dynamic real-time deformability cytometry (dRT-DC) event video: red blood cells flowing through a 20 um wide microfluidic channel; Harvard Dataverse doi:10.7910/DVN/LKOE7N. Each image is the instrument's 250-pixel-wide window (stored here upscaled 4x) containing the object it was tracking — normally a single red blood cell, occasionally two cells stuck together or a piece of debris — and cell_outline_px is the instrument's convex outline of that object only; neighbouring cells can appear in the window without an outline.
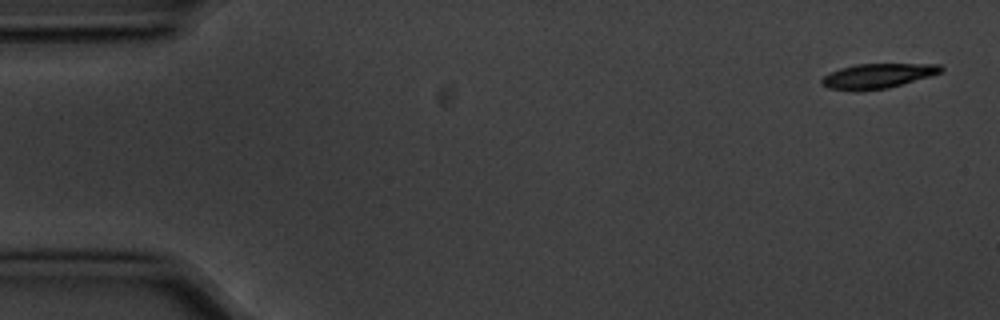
{"species": "common noctule bat (a hibernating species)", "species_latin": "Nyctalus noctula", "temperature_condition": "cold", "stored_images_in_passage": 5, "camera_frame_rate_fps": 3000, "um_per_image_px": 0.085, "animal": {"sex": "male", "body_mass_g": 20.1, "forearm_length_mm": 53.5}, "frame": {"image": 1, "passage_image": 1, "time_ms": 0.0, "image_size_px": [1000, 320], "cell_outline_px": [[944, 68], [940, 72], [928, 76], [888, 88], [852, 92], [828, 88], [820, 84], [820, 80], [824, 76], [840, 68], [856, 64], [940, 64]], "centroid_in_image_um": [74.52, 6.47], "position_along_channel_um": 10.5, "area_um2": 17.17}}
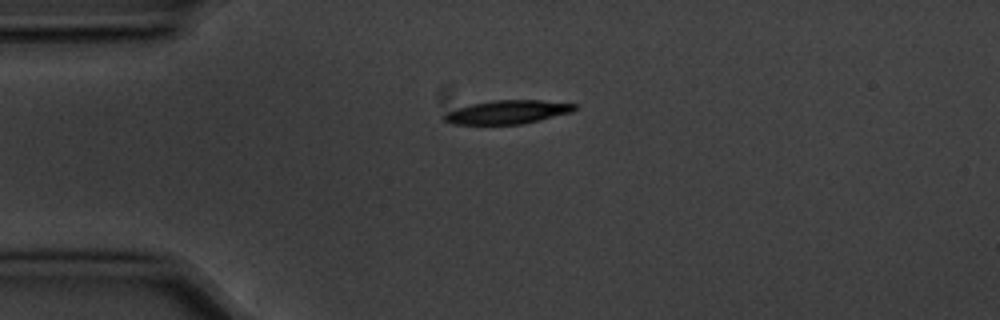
{"frame": {"image": 2, "passage_image": 4, "time_ms": 1.0, "image_size_px": [1000, 320], "cell_outline_px": [[580, 104], [572, 112], [524, 124], [452, 124], [444, 120], [440, 116], [456, 108], [472, 104], [492, 100], [540, 100]], "centroid_in_image_um": [43.15, 9.52], "position_along_channel_um": 41.8, "area_um2": 18.03}}